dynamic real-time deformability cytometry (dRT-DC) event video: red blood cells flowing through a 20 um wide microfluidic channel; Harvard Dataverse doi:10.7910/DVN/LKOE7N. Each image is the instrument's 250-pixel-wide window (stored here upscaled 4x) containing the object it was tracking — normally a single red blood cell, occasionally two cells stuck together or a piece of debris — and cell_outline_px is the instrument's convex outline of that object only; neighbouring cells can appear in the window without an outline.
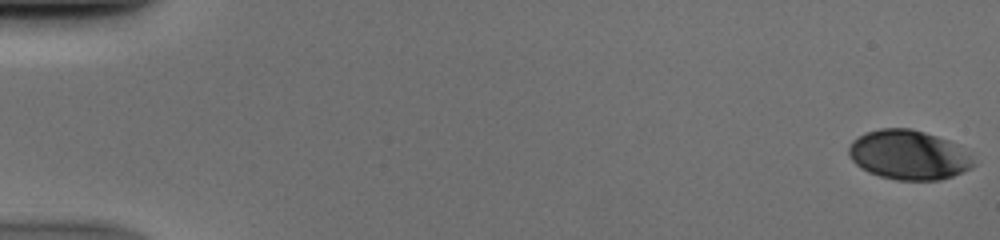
{"species": "human", "species_latin": "Homo sapiens", "temperature_condition": "cold", "stored_images_in_passage": 53, "camera_frame_rate_fps": 3000, "um_per_image_px": 0.085, "donor": {"sex": "male"}, "frame": {"image": 1, "passage_image": 1, "time_ms": 0.0, "image_size_px": [1000, 240], "cell_outline_px": [[976, 164], [972, 168], [952, 176], [940, 180], [896, 180], [880, 176], [868, 172], [860, 168], [848, 156], [848, 148], [852, 140], [864, 132], [880, 128], [912, 128], [948, 140], [972, 156]], "centroid_in_image_um": [77.2, 13.17], "position_along_channel_um": 7.8, "area_um2": 36.13}}
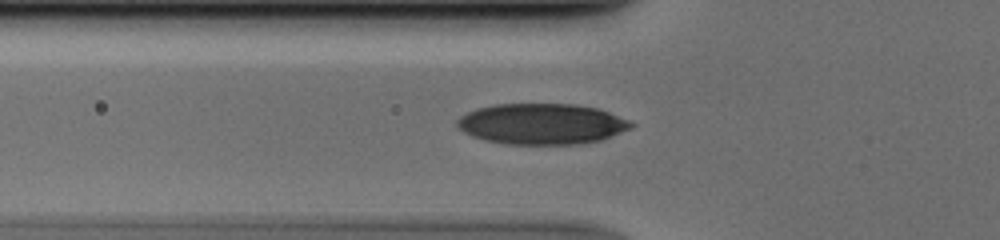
{"frame": {"image": 2, "passage_image": 20, "time_ms": 6.333, "image_size_px": [1000, 240], "cell_outline_px": [[636, 124], [632, 128], [600, 140], [580, 144], [504, 144], [484, 140], [472, 136], [456, 128], [456, 120], [460, 116], [476, 108], [496, 104], [576, 104], [596, 108], [608, 112], [628, 120]], "centroid_in_image_um": [46.01, 10.53], "position_along_channel_um": 79.8, "area_um2": 41.5}}
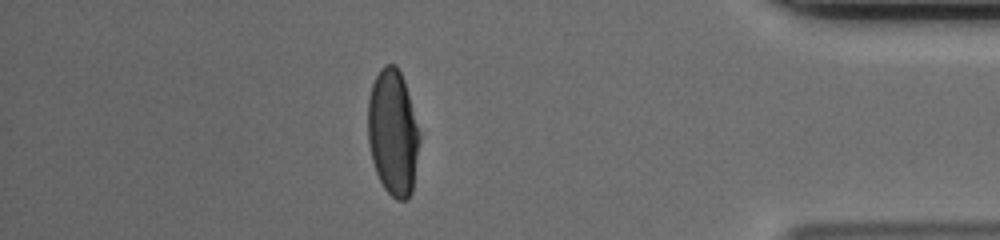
{"frame": {"image": 3, "passage_image": 47, "time_ms": 15.333, "image_size_px": [1000, 240], "cell_outline_px": [[420, 140], [412, 192], [408, 200], [396, 200], [384, 188], [376, 172], [372, 160], [368, 140], [368, 100], [372, 84], [380, 68], [384, 64], [396, 64], [404, 80], [420, 136]], "centroid_in_image_um": [33.39, 11.28], "position_along_channel_um": 401.8, "area_um2": 37.8}}